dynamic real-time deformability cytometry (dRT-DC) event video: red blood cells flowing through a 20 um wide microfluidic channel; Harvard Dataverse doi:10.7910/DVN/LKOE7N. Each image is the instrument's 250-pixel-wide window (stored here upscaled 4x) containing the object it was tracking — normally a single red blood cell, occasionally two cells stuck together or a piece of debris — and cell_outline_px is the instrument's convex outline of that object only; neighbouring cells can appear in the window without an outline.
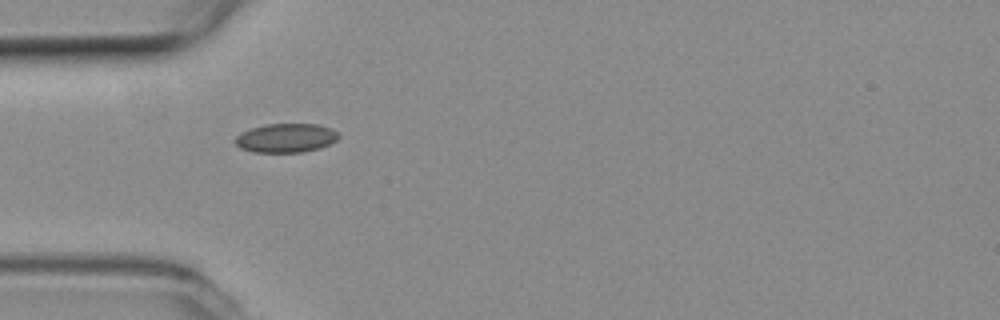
{"species": "common noctule bat (a hibernating species)", "species_latin": "Nyctalus noctula", "temperature_condition": "room temperature", "stored_images_in_passage": 1, "camera_frame_rate_fps": 3000, "um_per_image_px": 0.085, "animal": {"sex": "female", "body_mass_g": 19.3, "forearm_length_mm": 54.1}, "frame": {"image": 1, "passage_image": 1, "time_ms": 0.0, "image_size_px": [1000, 320], "cell_outline_px": [[340, 136], [336, 140], [320, 148], [304, 152], [252, 152], [240, 148], [232, 140], [240, 132], [264, 124], [316, 124], [332, 128]], "centroid_in_image_um": [24.27, 11.73], "position_along_channel_um": 60.7, "area_um2": 17.57}}